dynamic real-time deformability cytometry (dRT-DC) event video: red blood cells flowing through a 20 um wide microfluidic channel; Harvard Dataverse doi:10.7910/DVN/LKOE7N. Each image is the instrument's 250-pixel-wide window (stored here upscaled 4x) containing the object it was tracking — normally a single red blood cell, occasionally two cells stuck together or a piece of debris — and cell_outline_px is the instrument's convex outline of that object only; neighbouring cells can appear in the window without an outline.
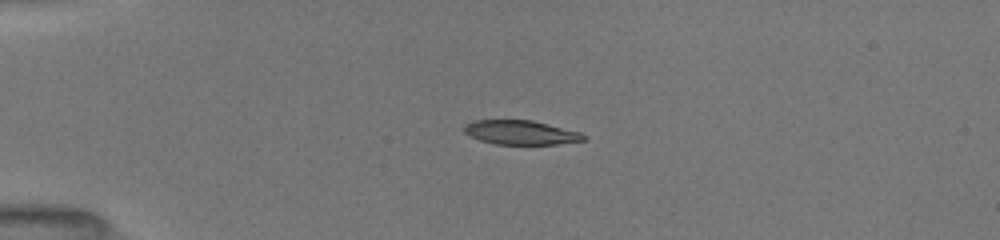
{"species": "common noctule bat (a hibernating species)", "species_latin": "Nyctalus noctula", "temperature_condition": "room temperature", "stored_images_in_passage": 8, "camera_frame_rate_fps": 3000, "um_per_image_px": 0.085, "animal": {"sex": "female", "body_mass_g": 19.5, "forearm_length_mm": 54.1}, "frame": {"image": 1, "passage_image": 5, "time_ms": 3.0, "image_size_px": [1000, 240], "cell_outline_px": [[588, 140], [556, 144], [496, 144], [480, 140], [464, 132], [464, 124], [472, 120], [532, 120], [580, 132], [588, 136]], "centroid_in_image_um": [44.29, 11.26], "position_along_channel_um": 40.7, "area_um2": 16.88}}
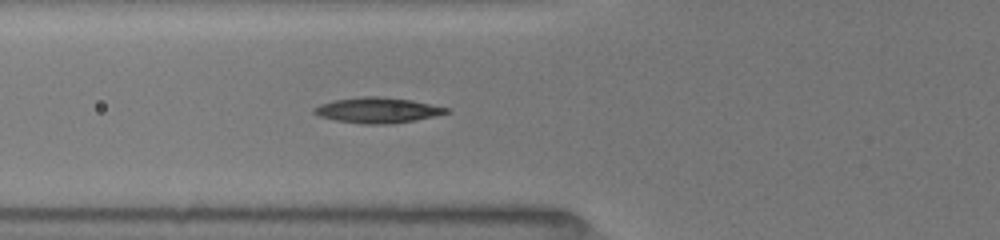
{"frame": {"image": 2, "passage_image": 8, "time_ms": 5.333, "image_size_px": [1000, 240], "cell_outline_px": [[452, 112], [416, 120], [388, 124], [364, 124], [336, 120], [320, 116], [312, 112], [312, 108], [320, 104], [332, 100], [360, 96], [380, 96], [412, 100], [448, 108]], "centroid_in_image_um": [32.07, 9.36], "position_along_channel_um": 93.7, "area_um2": 19.71}}